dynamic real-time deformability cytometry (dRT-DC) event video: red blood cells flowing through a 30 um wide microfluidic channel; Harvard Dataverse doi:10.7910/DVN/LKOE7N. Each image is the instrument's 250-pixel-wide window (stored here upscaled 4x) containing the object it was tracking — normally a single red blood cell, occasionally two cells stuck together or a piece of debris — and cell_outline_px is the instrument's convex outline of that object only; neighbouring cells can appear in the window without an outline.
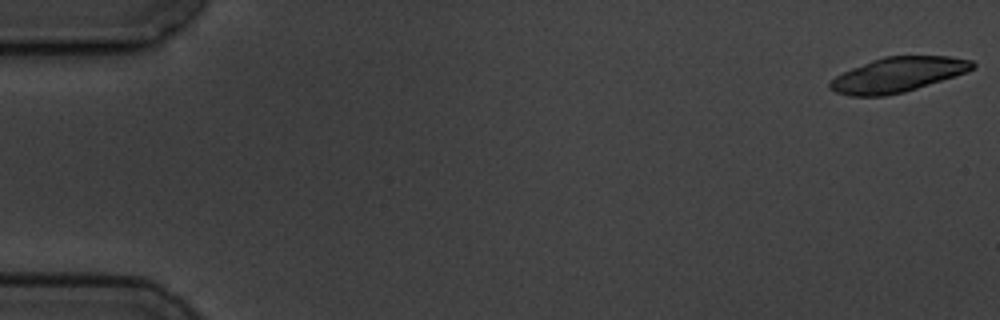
{"species": "common noctule bat (a hibernating species)", "species_latin": "Nyctalus noctula", "temperature_condition": "cold", "stored_images_in_passage": 6, "camera_frame_rate_fps": 3000, "um_per_image_px": 0.085, "animal": {"sex": "male", "body_mass_g": 19.5, "forearm_length_mm": 54.6}, "frame": {"image": 1, "passage_image": 1, "time_ms": 0.0, "image_size_px": [1000, 320], "cell_outline_px": [[976, 68], [968, 72], [904, 92], [884, 96], [848, 96], [836, 92], [828, 88], [828, 84], [836, 76], [852, 68], [872, 60], [884, 56], [948, 56], [972, 60], [976, 64]], "centroid_in_image_um": [76.34, 6.35], "position_along_channel_um": 8.7, "area_um2": 28.9}}